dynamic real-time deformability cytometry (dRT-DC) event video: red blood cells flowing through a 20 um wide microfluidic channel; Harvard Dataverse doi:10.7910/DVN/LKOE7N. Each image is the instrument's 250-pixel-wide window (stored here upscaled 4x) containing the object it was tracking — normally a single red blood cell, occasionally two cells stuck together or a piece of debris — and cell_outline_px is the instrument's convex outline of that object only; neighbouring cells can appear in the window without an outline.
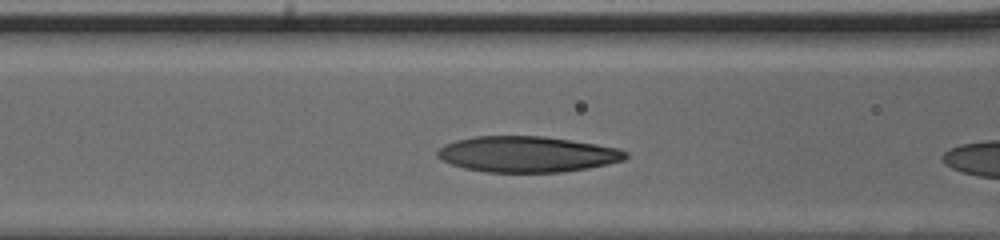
{"species": "human", "species_latin": "Homo sapiens", "temperature_condition": "cold", "stored_images_in_passage": 7, "camera_frame_rate_fps": 3000, "um_per_image_px": 0.085, "donor": {"sex": "male"}, "frame": {"image": 1, "passage_image": 5, "time_ms": 1.333, "image_size_px": [1000, 240], "cell_outline_px": [[628, 156], [624, 160], [608, 164], [588, 168], [564, 172], [484, 172], [464, 168], [452, 164], [436, 156], [436, 152], [440, 148], [456, 140], [476, 136], [544, 136], [572, 140], [596, 144], [616, 148], [628, 152]], "centroid_in_image_um": [44.83, 13.11], "position_along_channel_um": 121.8, "area_um2": 39.25}}